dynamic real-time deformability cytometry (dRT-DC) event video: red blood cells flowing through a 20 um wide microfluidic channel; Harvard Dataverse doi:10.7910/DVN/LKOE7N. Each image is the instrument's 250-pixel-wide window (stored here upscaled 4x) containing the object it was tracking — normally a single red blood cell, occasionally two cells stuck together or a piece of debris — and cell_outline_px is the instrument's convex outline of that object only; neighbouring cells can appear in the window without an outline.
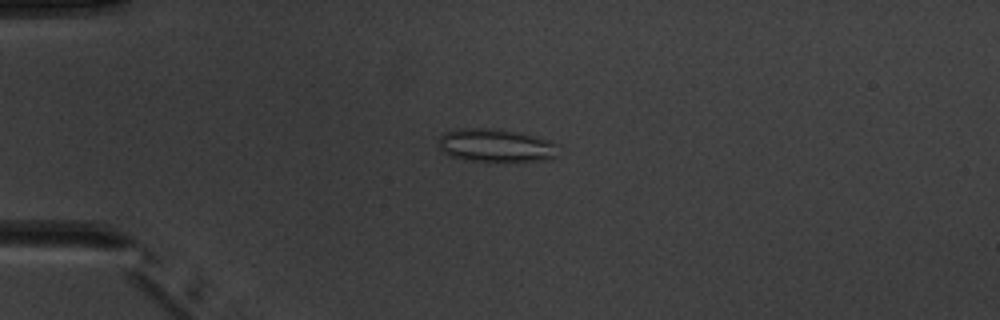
{"species": "common noctule bat (a hibernating species)", "species_latin": "Nyctalus noctula", "temperature_condition": "warm", "stored_images_in_passage": 4, "camera_frame_rate_fps": 3000, "um_per_image_px": 0.085, "animal": {"sex": "male", "body_mass_g": 20.1, "forearm_length_mm": 53.5}, "frame": {"image": 1, "passage_image": 4, "time_ms": 3.333, "image_size_px": [1000, 320], "cell_outline_px": [[556, 156], [544, 160], [500, 164], [464, 160], [448, 156], [440, 148], [440, 136], [444, 132], [456, 128], [500, 128], [520, 132], [536, 136], [548, 140], [556, 144]], "centroid_in_image_um": [42.12, 12.39], "position_along_channel_um": 42.9, "area_um2": 24.1}}